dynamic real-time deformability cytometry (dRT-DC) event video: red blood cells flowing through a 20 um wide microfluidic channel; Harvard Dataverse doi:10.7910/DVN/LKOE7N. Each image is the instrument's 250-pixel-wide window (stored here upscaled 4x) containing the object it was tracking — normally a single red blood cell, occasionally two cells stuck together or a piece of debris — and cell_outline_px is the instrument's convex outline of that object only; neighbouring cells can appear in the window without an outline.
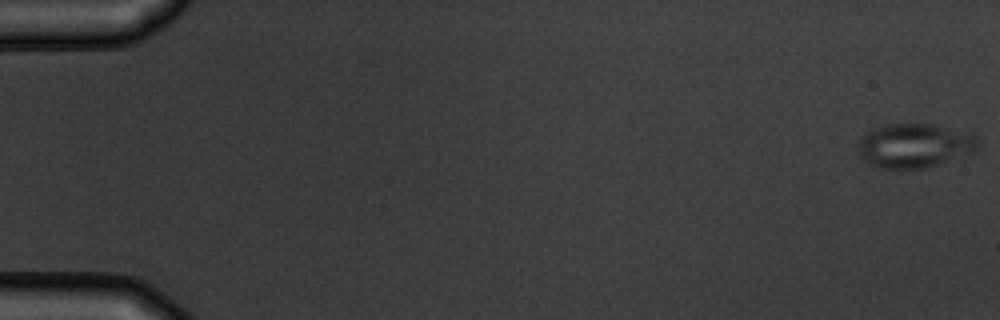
{"species": "common noctule bat (a hibernating species)", "species_latin": "Nyctalus noctula", "temperature_condition": "warm", "stored_images_in_passage": 5, "camera_frame_rate_fps": 3000, "um_per_image_px": 0.085, "animal": {"sex": "male", "body_mass_g": 19.5, "forearm_length_mm": 54.6}, "frame": {"image": 1, "passage_image": 1, "time_ms": 0.0, "image_size_px": [1000, 320], "cell_outline_px": [[980, 144], [976, 152], [924, 168], [880, 168], [868, 164], [860, 156], [856, 144], [872, 128], [888, 124], [932, 124], [972, 132], [980, 140]], "centroid_in_image_um": [77.78, 12.37], "position_along_channel_um": 7.2, "area_um2": 31.21}}